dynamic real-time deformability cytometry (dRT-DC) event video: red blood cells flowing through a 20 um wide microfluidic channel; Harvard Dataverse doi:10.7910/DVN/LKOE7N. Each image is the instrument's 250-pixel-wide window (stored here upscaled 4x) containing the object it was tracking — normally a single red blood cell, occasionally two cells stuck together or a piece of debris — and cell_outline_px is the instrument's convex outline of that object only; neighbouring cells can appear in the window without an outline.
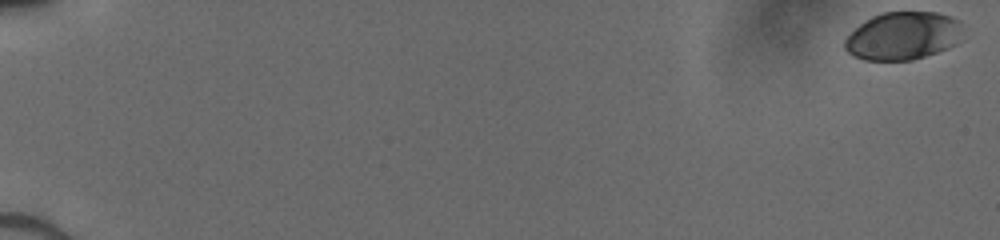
{"species": "human", "species_latin": "Homo sapiens", "temperature_condition": "cold", "stored_images_in_passage": 52, "camera_frame_rate_fps": 3000, "um_per_image_px": 0.085, "donor": {"sex": "male"}, "frame": {"image": 1, "passage_image": 1, "time_ms": 0.0, "image_size_px": [1000, 240], "cell_outline_px": [[956, 44], [948, 48], [912, 60], [864, 60], [848, 52], [844, 48], [844, 40], [860, 24], [872, 16], [884, 12], [936, 12], [948, 16], [956, 20]], "centroid_in_image_um": [76.65, 3.06], "position_along_channel_um": 8.4, "area_um2": 32.02}}
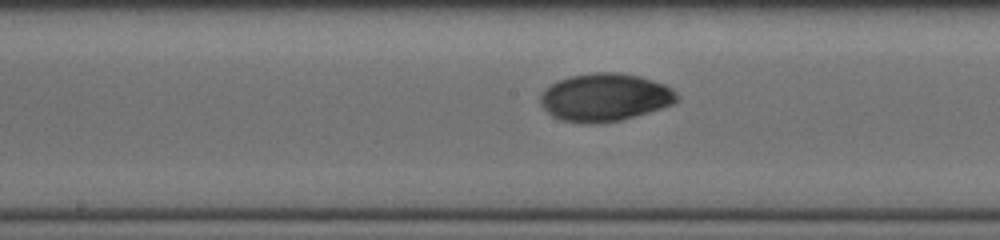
{"frame": {"image": 2, "passage_image": 30, "time_ms": 9.667, "image_size_px": [1000, 240], "cell_outline_px": [[680, 100], [672, 104], [648, 112], [620, 120], [596, 124], [588, 124], [560, 120], [552, 116], [540, 104], [540, 96], [544, 88], [560, 80], [572, 76], [592, 72], [620, 72], [640, 76], [664, 84], [672, 88], [680, 96]], "centroid_in_image_um": [51.42, 8.27], "position_along_channel_um": 196.8, "area_um2": 38.21}}
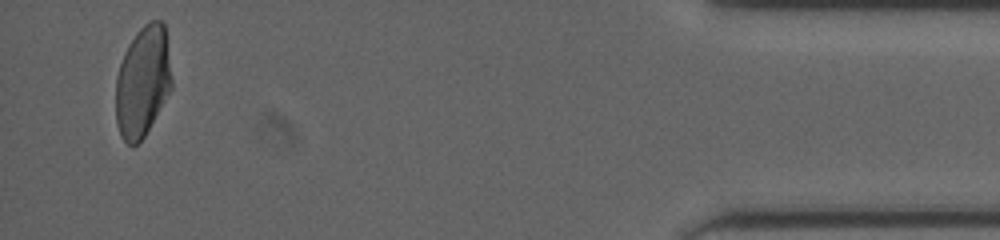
{"frame": {"image": 3, "passage_image": 51, "time_ms": 16.667, "image_size_px": [1000, 240], "cell_outline_px": [[172, 88], [144, 136], [136, 144], [128, 144], [120, 136], [116, 120], [116, 76], [124, 52], [128, 44], [136, 32], [148, 20], [160, 20], [164, 24], [172, 80]], "centroid_in_image_um": [12.12, 6.91], "position_along_channel_um": 423.1, "area_um2": 35.95}}